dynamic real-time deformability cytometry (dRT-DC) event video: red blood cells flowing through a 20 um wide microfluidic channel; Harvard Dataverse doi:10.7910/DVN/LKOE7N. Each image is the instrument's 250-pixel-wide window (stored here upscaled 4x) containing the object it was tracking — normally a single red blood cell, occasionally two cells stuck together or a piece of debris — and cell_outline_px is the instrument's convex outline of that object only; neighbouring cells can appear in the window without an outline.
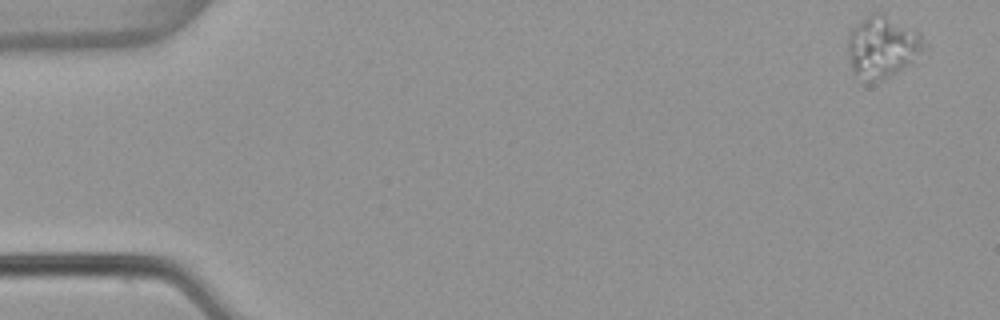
{"species": "common noctule bat (a hibernating species)", "species_latin": "Nyctalus noctula", "temperature_condition": "warm", "stored_images_in_passage": 18, "camera_frame_rate_fps": 3000, "um_per_image_px": 0.085, "animal": {"sex": "female", "body_mass_g": 22.7, "forearm_length_mm": 54.2}, "frame": {"image": 1, "passage_image": 1, "time_ms": 0.0, "image_size_px": [1000, 320], "cell_outline_px": [[928, 48], [916, 64], [880, 80], [872, 80], [852, 72], [848, 52], [848, 36], [852, 28], [860, 20], [872, 12], [880, 12], [916, 28], [920, 32], [928, 44]], "centroid_in_image_um": [75.12, 3.95], "position_along_channel_um": 9.9, "area_um2": 28.32}}
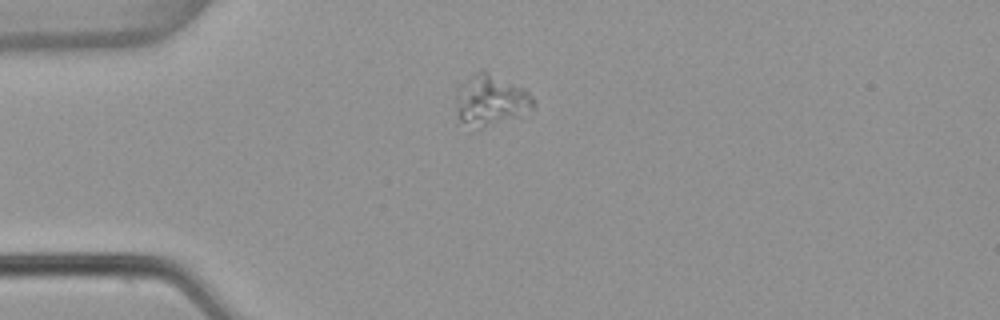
{"frame": {"image": 2, "passage_image": 13, "time_ms": 4.0, "image_size_px": [1000, 320], "cell_outline_px": [[536, 104], [528, 116], [484, 128], [480, 128], [460, 120], [456, 108], [456, 88], [464, 80], [480, 68], [484, 68], [524, 88], [532, 96]], "centroid_in_image_um": [41.77, 8.5], "position_along_channel_um": 43.2, "area_um2": 23.93}}
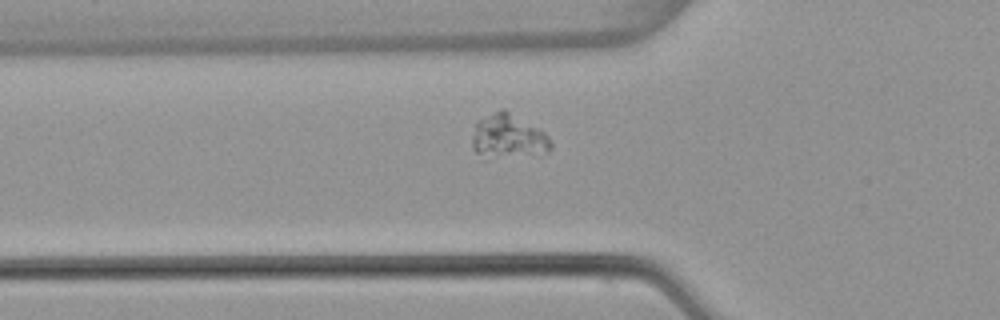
{"frame": {"image": 3, "passage_image": 18, "time_ms": 5.667, "image_size_px": [1000, 320], "cell_outline_px": [[552, 148], [548, 152], [488, 160], [484, 160], [472, 148], [472, 136], [476, 124], [480, 120], [500, 108], [504, 108], [540, 128], [544, 132], [552, 144]], "centroid_in_image_um": [43.18, 11.62], "position_along_channel_um": 82.6, "area_um2": 20.63}}